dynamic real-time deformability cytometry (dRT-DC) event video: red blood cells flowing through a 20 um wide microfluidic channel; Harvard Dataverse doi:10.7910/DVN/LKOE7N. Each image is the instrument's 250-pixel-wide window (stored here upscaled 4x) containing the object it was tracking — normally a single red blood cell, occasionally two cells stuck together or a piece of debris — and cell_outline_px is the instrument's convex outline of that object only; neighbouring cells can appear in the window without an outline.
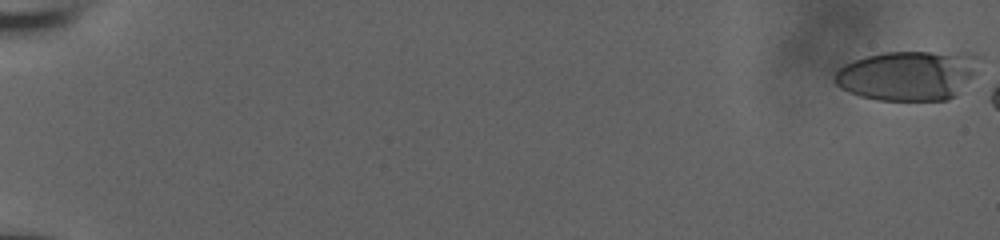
{"species": "human", "species_latin": "Homo sapiens", "temperature_condition": "room temperature", "stored_images_in_passage": 10, "camera_frame_rate_fps": 3000, "um_per_image_px": 0.085, "donor": {"sex": "male"}, "frame": {"image": 1, "passage_image": 1, "time_ms": 0.0, "image_size_px": [1000, 240], "cell_outline_px": [[980, 56], [972, 76], [956, 96], [948, 100], [876, 100], [860, 96], [848, 92], [840, 88], [836, 84], [836, 72], [844, 64], [852, 60], [864, 56], [884, 52], [932, 52]], "centroid_in_image_um": [77.11, 6.43], "position_along_channel_um": 7.9, "area_um2": 41.5}}